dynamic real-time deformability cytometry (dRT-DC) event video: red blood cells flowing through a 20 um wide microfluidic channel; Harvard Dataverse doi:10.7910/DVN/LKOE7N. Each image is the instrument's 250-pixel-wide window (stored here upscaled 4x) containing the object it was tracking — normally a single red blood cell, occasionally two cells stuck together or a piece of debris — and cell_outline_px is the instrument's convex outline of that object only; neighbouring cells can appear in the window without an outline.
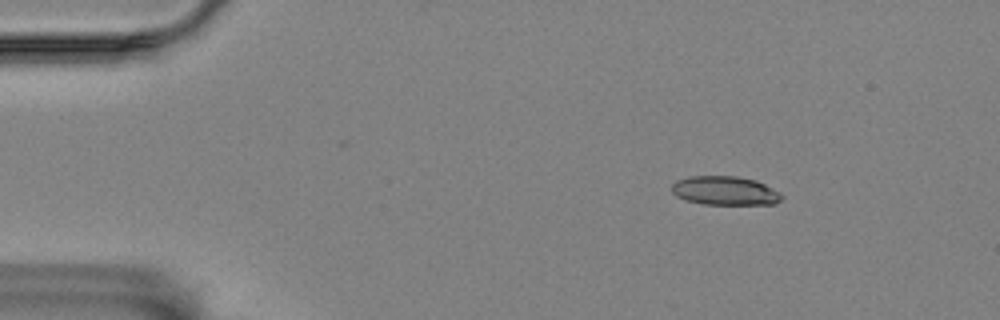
{"species": "Egyptian fruit bat (a non-hibernating species)", "species_latin": "Rousettus aegyptiacus", "temperature_condition": "room temperature", "stored_images_in_passage": 4, "camera_frame_rate_fps": 3000, "um_per_image_px": 0.085, "animal": {"sex": "female"}, "frame": {"image": 1, "passage_image": 1, "time_ms": 0.0, "image_size_px": [1000, 320], "cell_outline_px": [[784, 196], [776, 204], [704, 204], [684, 200], [676, 196], [672, 192], [672, 184], [676, 180], [688, 176], [736, 176], [756, 180], [780, 192]], "centroid_in_image_um": [61.61, 16.21], "position_along_channel_um": 23.4, "area_um2": 18.61}}
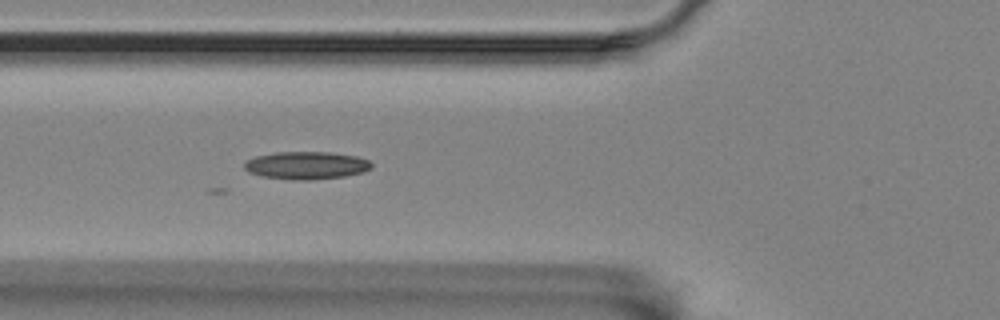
{"frame": {"image": 2, "passage_image": 4, "time_ms": 4.333, "image_size_px": [1000, 320], "cell_outline_px": [[372, 168], [364, 172], [344, 176], [312, 180], [292, 180], [260, 176], [248, 172], [244, 168], [244, 160], [256, 156], [276, 152], [328, 152], [356, 156], [368, 160], [372, 164]], "centroid_in_image_um": [26.01, 14.06], "position_along_channel_um": 99.8, "area_um2": 20.69}}